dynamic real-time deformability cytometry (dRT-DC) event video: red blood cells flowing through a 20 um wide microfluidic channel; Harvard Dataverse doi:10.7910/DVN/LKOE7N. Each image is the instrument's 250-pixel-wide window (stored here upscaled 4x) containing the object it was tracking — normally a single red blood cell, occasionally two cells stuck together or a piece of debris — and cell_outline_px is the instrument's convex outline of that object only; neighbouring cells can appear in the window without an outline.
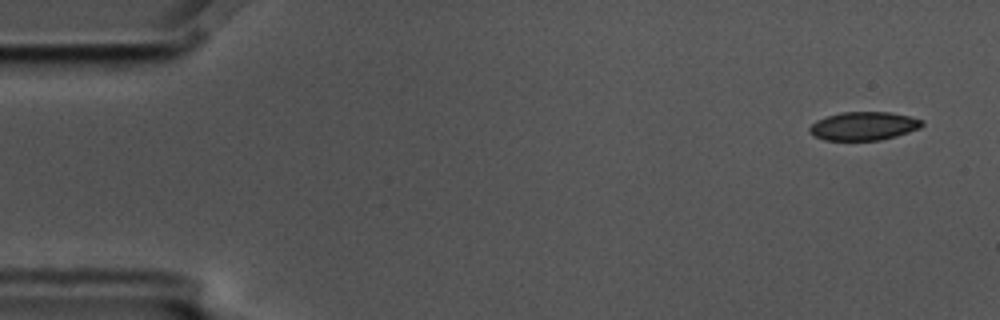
{"species": "common noctule bat (a hibernating species)", "species_latin": "Nyctalus noctula", "temperature_condition": "cold", "stored_images_in_passage": 6, "camera_frame_rate_fps": 3000, "um_per_image_px": 0.085, "animal": {"sex": "male", "body_mass_g": 17.5, "forearm_length_mm": 52.3}, "frame": {"image": 1, "passage_image": 1, "time_ms": 0.0, "image_size_px": [1000, 320], "cell_outline_px": [[924, 124], [920, 128], [896, 136], [880, 140], [824, 140], [808, 132], [808, 128], [816, 120], [840, 112], [888, 112], [908, 116], [924, 120]], "centroid_in_image_um": [73.41, 10.71], "position_along_channel_um": 11.6, "area_um2": 18.61}}
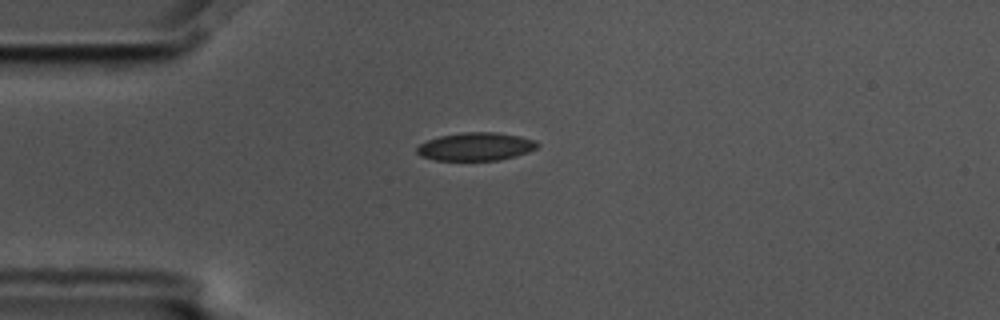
{"frame": {"image": 2, "passage_image": 4, "time_ms": 1.0, "image_size_px": [1000, 320], "cell_outline_px": [[540, 144], [536, 148], [528, 152], [516, 156], [500, 160], [436, 160], [420, 156], [416, 152], [416, 148], [420, 144], [428, 140], [440, 136], [464, 132], [496, 132], [536, 140]], "centroid_in_image_um": [40.44, 12.46], "position_along_channel_um": 44.6, "area_um2": 19.65}}